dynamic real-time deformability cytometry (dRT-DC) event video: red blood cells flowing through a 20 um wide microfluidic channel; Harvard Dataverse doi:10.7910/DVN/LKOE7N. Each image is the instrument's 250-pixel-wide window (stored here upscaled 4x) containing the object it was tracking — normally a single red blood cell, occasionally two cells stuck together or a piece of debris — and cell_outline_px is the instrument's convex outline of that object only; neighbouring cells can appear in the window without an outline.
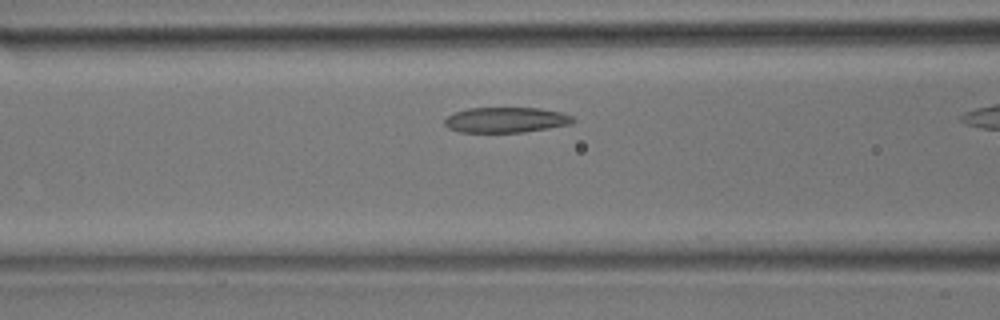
{"species": "common noctule bat (a hibernating species)", "species_latin": "Nyctalus noctula", "temperature_condition": "room temperature", "stored_images_in_passage": 10, "camera_frame_rate_fps": 3000, "um_per_image_px": 0.085, "animal": {"sex": "male", "body_mass_g": 17.9}, "frame": {"image": 1, "passage_image": 7, "time_ms": 2.0, "image_size_px": [1000, 320], "cell_outline_px": [[576, 120], [572, 124], [524, 132], [460, 132], [448, 128], [444, 124], [444, 120], [448, 116], [456, 112], [468, 108], [540, 108], [560, 112], [572, 116]], "centroid_in_image_um": [43.02, 10.19], "position_along_channel_um": 123.6, "area_um2": 18.96}}